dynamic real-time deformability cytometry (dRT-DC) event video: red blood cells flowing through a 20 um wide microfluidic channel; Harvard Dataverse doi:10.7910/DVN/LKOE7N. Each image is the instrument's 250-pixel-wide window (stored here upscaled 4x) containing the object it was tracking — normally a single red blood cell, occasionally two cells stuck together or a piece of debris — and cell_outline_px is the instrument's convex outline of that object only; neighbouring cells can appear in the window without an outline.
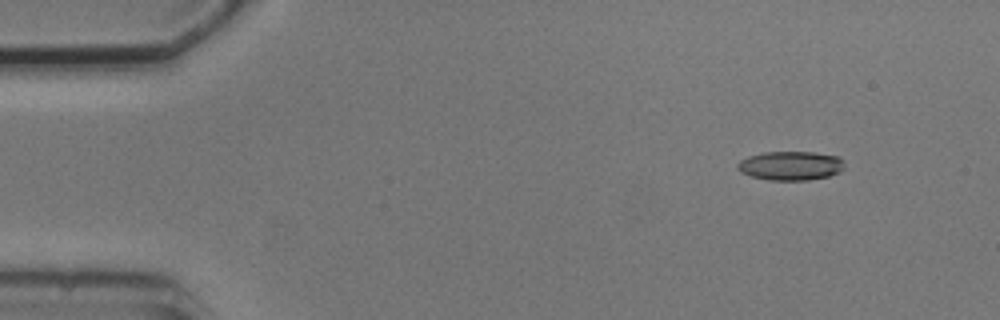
{"species": "common noctule bat (a hibernating species)", "species_latin": "Nyctalus noctula", "temperature_condition": "cold", "stored_images_in_passage": 4, "camera_frame_rate_fps": 3000, "um_per_image_px": 0.085, "animal": {"sex": "male", "body_mass_g": 20.5, "forearm_length_mm": 52.5}, "frame": {"image": 1, "passage_image": 1, "time_ms": 0.0, "image_size_px": [1000, 320], "cell_outline_px": [[844, 168], [840, 172], [828, 176], [808, 180], [768, 180], [752, 176], [740, 172], [736, 168], [736, 164], [740, 160], [748, 156], [764, 152], [812, 152], [840, 156], [844, 160]], "centroid_in_image_um": [67.21, 14.08], "position_along_channel_um": 17.8, "area_um2": 18.26}}